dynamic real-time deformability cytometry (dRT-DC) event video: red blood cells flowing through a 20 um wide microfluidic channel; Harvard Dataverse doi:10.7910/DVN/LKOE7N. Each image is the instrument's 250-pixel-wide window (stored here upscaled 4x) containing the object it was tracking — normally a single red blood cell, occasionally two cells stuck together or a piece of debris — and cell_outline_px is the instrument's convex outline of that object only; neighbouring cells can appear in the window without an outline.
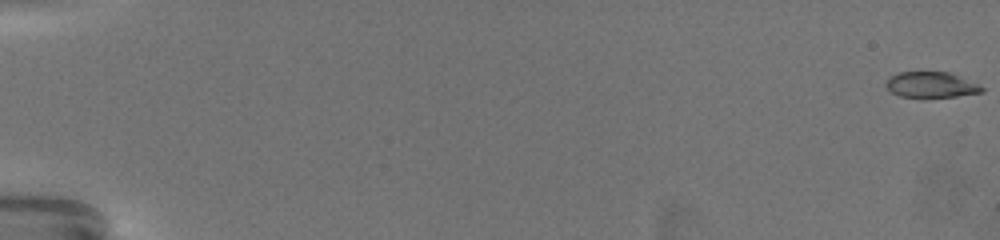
{"species": "common noctule bat (a hibernating species)", "species_latin": "Nyctalus noctula", "temperature_condition": "warm", "stored_images_in_passage": 64, "camera_frame_rate_fps": 3000, "um_per_image_px": 0.085, "animal": {"sex": "female", "body_mass_g": 19.5, "forearm_length_mm": 54.1}, "frame": {"image": 1, "passage_image": 1, "time_ms": 0.0, "image_size_px": [1000, 240], "cell_outline_px": [[984, 92], [956, 96], [900, 96], [892, 92], [884, 84], [888, 76], [900, 72], [948, 72], [980, 84], [984, 88]], "centroid_in_image_um": [79.15, 7.19], "position_along_channel_um": 5.9, "area_um2": 14.16}}
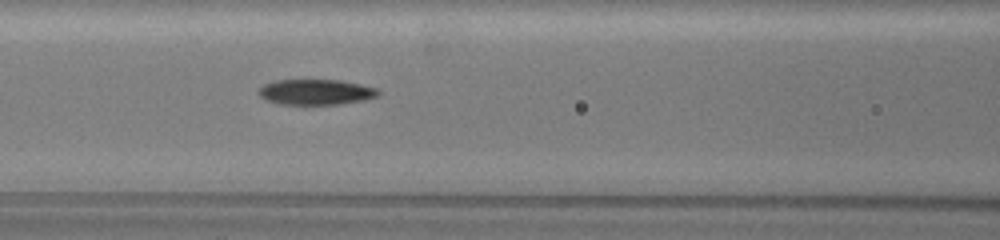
{"frame": {"image": 2, "passage_image": 31, "time_ms": 10.0, "image_size_px": [1000, 240], "cell_outline_px": [[380, 96], [364, 100], [340, 104], [280, 104], [264, 100], [256, 92], [264, 84], [276, 80], [340, 80], [360, 84], [376, 88], [380, 92]], "centroid_in_image_um": [26.84, 7.82], "position_along_channel_um": 139.8, "area_um2": 17.86}}
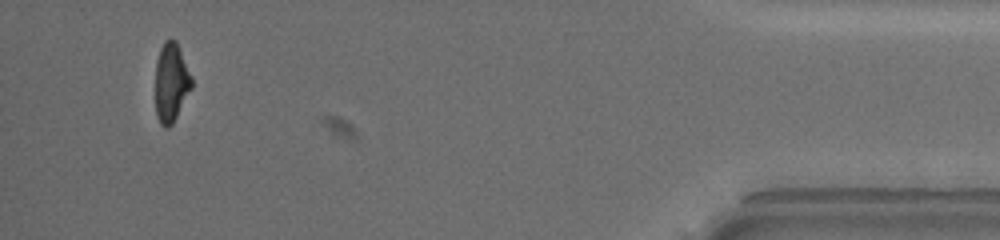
{"frame": {"image": 3, "passage_image": 61, "time_ms": 20.0, "image_size_px": [1000, 240], "cell_outline_px": [[192, 88], [172, 124], [168, 128], [164, 128], [160, 124], [156, 116], [156, 60], [160, 48], [164, 40], [176, 40], [192, 76]], "centroid_in_image_um": [14.55, 7.01], "position_along_channel_um": 420.7, "area_um2": 16.76}, "authors_computed_cell_mechanics": {"area_um2": 17.3689, "velocity_mm_per_s": 3.454, "shape_relaxation_time_tau1_ms": 6.4395, "shape_relaxation_time_tau2_ms": 1.8048, "deformation_change_tau1": 0.2108, "deformation_change_tau2": 0.0734}}